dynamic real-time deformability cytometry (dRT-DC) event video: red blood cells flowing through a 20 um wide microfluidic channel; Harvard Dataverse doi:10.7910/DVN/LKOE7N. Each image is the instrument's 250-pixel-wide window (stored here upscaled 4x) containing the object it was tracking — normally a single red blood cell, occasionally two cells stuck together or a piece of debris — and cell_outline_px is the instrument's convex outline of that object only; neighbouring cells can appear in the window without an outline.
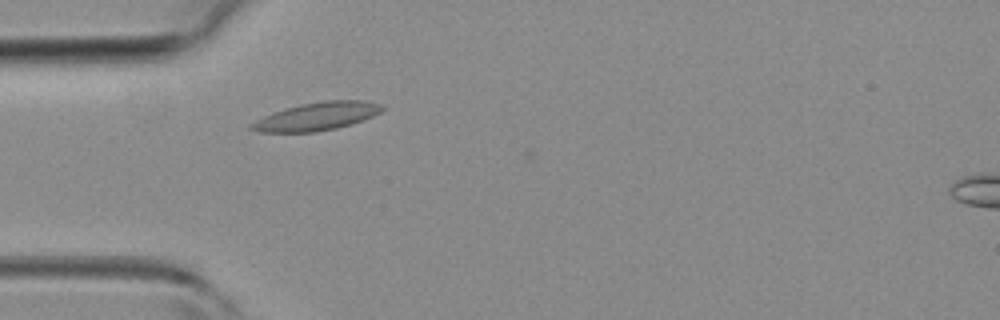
{"species": "common noctule bat (a hibernating species)", "species_latin": "Nyctalus noctula", "temperature_condition": "room temperature", "stored_images_in_passage": 4, "camera_frame_rate_fps": 3000, "um_per_image_px": 0.085, "animal": {"sex": "female", "body_mass_g": 19.3, "forearm_length_mm": 54.1}, "frame": {"image": 1, "passage_image": 2, "time_ms": 0.333, "image_size_px": [1000, 320], "cell_outline_px": [[384, 108], [380, 112], [372, 116], [352, 124], [336, 128], [316, 132], [260, 132], [248, 128], [248, 124], [264, 116], [284, 108], [300, 104], [324, 100], [364, 100], [384, 104]], "centroid_in_image_um": [26.93, 9.88], "position_along_channel_um": 58.1, "area_um2": 21.5}}